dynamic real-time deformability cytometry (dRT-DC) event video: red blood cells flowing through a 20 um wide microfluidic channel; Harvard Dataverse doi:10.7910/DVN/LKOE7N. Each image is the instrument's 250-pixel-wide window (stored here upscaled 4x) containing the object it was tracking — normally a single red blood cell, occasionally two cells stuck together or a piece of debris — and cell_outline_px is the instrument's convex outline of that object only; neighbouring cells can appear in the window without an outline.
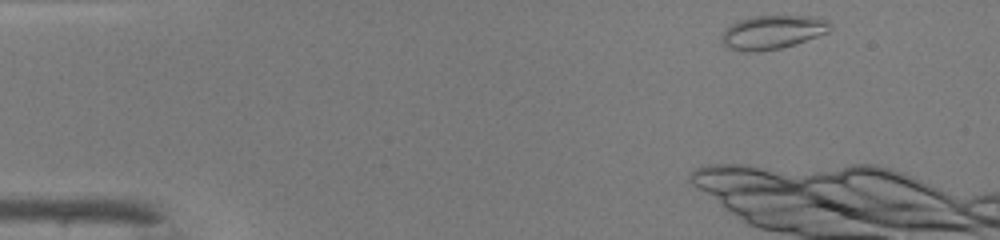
{"species": "common noctule bat (a hibernating species)", "species_latin": "Nyctalus noctula", "temperature_condition": "warm", "stored_images_in_passage": 11, "camera_frame_rate_fps": 3000, "um_per_image_px": 0.085, "animal": {"sex": "male", "body_mass_g": 19.0, "forearm_length_mm": 50.8}, "frame": {"image": 1, "passage_image": 2, "time_ms": 0.333, "image_size_px": [1000, 240], "cell_outline_px": [[832, 28], [828, 32], [780, 48], [756, 52], [744, 52], [728, 48], [720, 44], [720, 36], [732, 24], [740, 20], [752, 16], [816, 16], [828, 20], [832, 24]], "centroid_in_image_um": [65.64, 2.73], "position_along_channel_um": 19.4, "area_um2": 21.33}}